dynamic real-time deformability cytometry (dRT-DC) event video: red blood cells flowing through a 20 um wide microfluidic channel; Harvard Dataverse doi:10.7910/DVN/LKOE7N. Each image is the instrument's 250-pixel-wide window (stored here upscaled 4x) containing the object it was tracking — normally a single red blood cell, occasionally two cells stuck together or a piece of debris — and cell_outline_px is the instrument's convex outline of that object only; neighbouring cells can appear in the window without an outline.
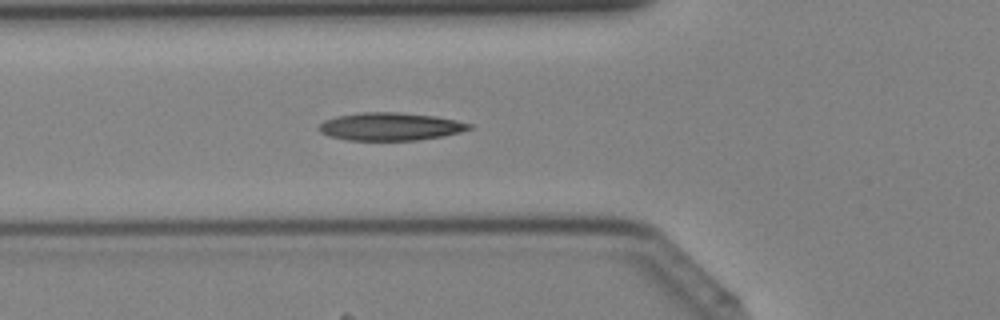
{"species": "Egyptian fruit bat (a non-hibernating species)", "species_latin": "Rousettus aegyptiacus", "temperature_condition": "cold", "stored_images_in_passage": 31, "camera_frame_rate_fps": 3000, "um_per_image_px": 0.085, "animal": {"sex": "female"}, "frame": {"image": 1, "passage_image": 4, "time_ms": 1.0, "image_size_px": [1000, 320], "cell_outline_px": [[472, 128], [460, 132], [444, 136], [416, 140], [348, 140], [328, 136], [320, 132], [316, 128], [324, 120], [336, 116], [360, 112], [400, 112], [436, 116], [456, 120], [472, 124]], "centroid_in_image_um": [33.15, 10.75], "position_along_channel_um": 92.6, "area_um2": 24.57}}
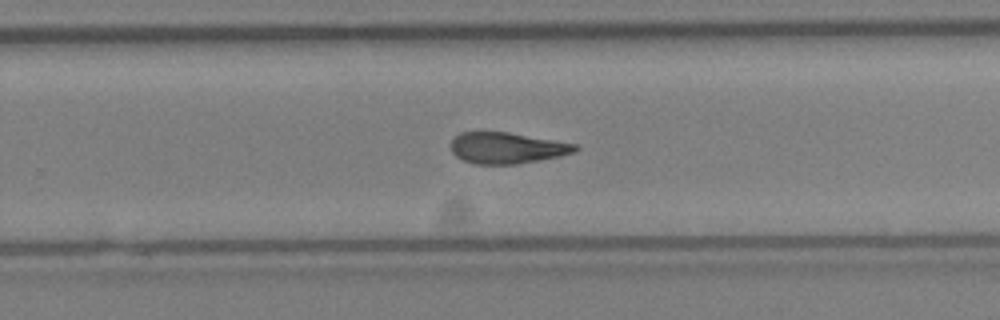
{"frame": {"image": 2, "passage_image": 16, "time_ms": 5.0, "image_size_px": [1000, 320], "cell_outline_px": [[580, 148], [576, 152], [560, 156], [516, 164], [476, 164], [464, 160], [456, 156], [452, 152], [452, 140], [460, 132], [508, 132], [576, 144]], "centroid_in_image_um": [43.11, 12.58], "position_along_channel_um": 286.7, "area_um2": 22.37}}
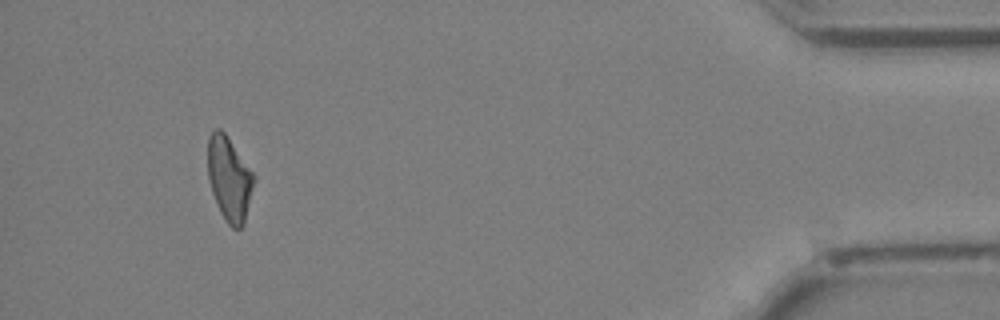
{"frame": {"image": 3, "passage_image": 28, "time_ms": 9.0, "image_size_px": [1000, 320], "cell_outline_px": [[256, 180], [244, 224], [240, 228], [232, 228], [228, 224], [220, 212], [212, 192], [208, 180], [208, 136], [216, 128], [220, 128], [224, 132], [256, 176]], "centroid_in_image_um": [19.5, 15.21], "position_along_channel_um": 415.7, "area_um2": 22.72}}